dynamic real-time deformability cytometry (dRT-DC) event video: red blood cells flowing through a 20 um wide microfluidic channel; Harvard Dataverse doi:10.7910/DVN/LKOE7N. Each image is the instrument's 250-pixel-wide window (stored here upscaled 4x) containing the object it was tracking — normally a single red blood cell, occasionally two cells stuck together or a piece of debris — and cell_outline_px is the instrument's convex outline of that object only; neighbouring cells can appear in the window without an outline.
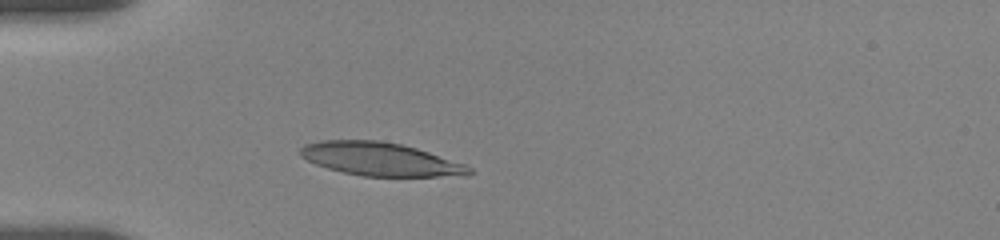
{"species": "human", "species_latin": "Homo sapiens", "temperature_condition": "room temperature", "stored_images_in_passage": 4, "camera_frame_rate_fps": 3000, "um_per_image_px": 0.085, "donor": {"sex": "female"}, "frame": {"image": 1, "passage_image": 1, "time_ms": 0.0, "image_size_px": [1000, 240], "cell_outline_px": [[476, 172], [468, 176], [364, 176], [344, 172], [328, 168], [316, 164], [300, 156], [300, 148], [304, 144], [320, 140], [380, 140], [400, 144], [416, 148], [468, 164]], "centroid_in_image_um": [32.4, 13.53], "position_along_channel_um": 52.6, "area_um2": 32.95}}
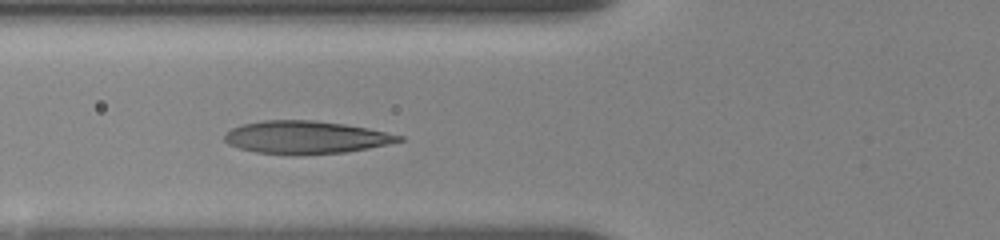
{"frame": {"image": 2, "passage_image": 3, "time_ms": 1.667, "image_size_px": [1000, 240], "cell_outline_px": [[404, 140], [388, 144], [368, 148], [344, 152], [256, 152], [240, 148], [228, 144], [224, 140], [224, 132], [240, 124], [264, 120], [312, 120], [344, 124], [368, 128], [404, 136]], "centroid_in_image_um": [25.98, 11.62], "position_along_channel_um": 99.8, "area_um2": 32.31}}
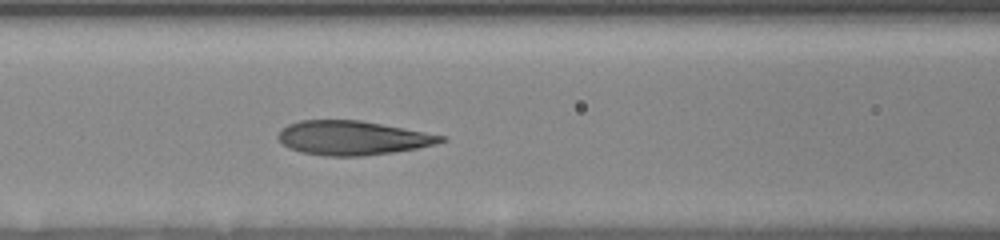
{"frame": {"image": 3, "passage_image": 4, "time_ms": 2.667, "image_size_px": [1000, 240], "cell_outline_px": [[448, 140], [436, 144], [416, 148], [392, 152], [364, 156], [324, 156], [300, 152], [288, 148], [276, 136], [288, 124], [300, 120], [360, 120], [424, 132], [444, 136]], "centroid_in_image_um": [29.95, 11.73], "position_along_channel_um": 136.7, "area_um2": 32.19}}